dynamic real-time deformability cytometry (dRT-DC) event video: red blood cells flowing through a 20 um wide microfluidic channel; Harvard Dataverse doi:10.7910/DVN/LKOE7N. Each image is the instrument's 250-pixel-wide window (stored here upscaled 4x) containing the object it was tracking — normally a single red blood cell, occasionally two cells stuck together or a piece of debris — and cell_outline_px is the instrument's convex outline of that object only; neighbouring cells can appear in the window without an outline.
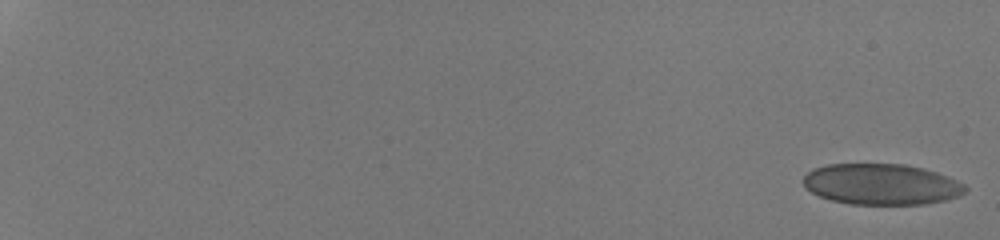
{"species": "human", "species_latin": "Homo sapiens", "temperature_condition": "room temperature", "stored_images_in_passage": 55, "camera_frame_rate_fps": 3000, "um_per_image_px": 0.085, "donor": {"sex": "male"}, "frame": {"image": 1, "passage_image": 1, "time_ms": 0.0, "image_size_px": [1000, 240], "cell_outline_px": [[968, 188], [960, 196], [944, 200], [924, 204], [852, 204], [832, 200], [820, 196], [804, 188], [804, 176], [812, 168], [828, 164], [904, 164], [924, 168], [948, 176], [964, 184]], "centroid_in_image_um": [74.92, 15.65], "position_along_channel_um": 10.1, "area_um2": 38.67}}
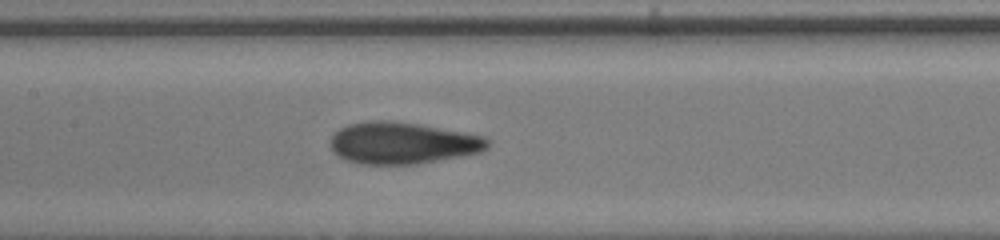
{"frame": {"image": 2, "passage_image": 32, "time_ms": 10.333, "image_size_px": [1000, 240], "cell_outline_px": [[488, 148], [480, 152], [420, 164], [360, 164], [344, 160], [332, 152], [328, 140], [340, 128], [348, 124], [364, 120], [388, 120], [420, 124], [484, 136], [488, 140]], "centroid_in_image_um": [34.15, 12.15], "position_along_channel_um": 173.3, "area_um2": 38.61}}
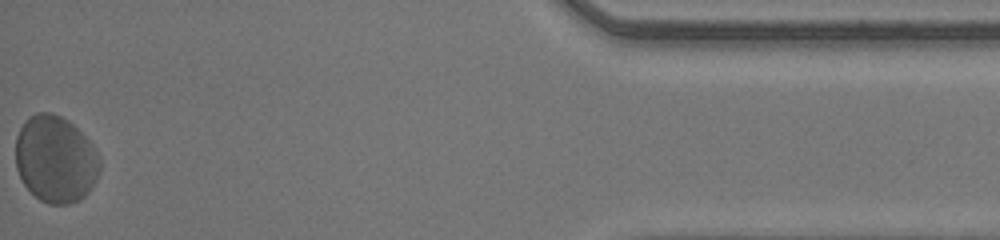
{"frame": {"image": 3, "passage_image": 55, "time_ms": 18.0, "image_size_px": [1000, 240], "cell_outline_px": [[100, 172], [96, 180], [88, 192], [80, 200], [72, 204], [48, 204], [40, 200], [24, 184], [16, 168], [16, 136], [24, 120], [28, 116], [36, 112], [52, 112], [68, 120], [88, 140], [96, 152], [100, 160]], "centroid_in_image_um": [4.71, 13.53], "position_along_channel_um": 430.5, "area_um2": 42.77}, "authors_computed_cell_mechanics": {"area_um2": 38.437, "velocity_mm_per_s": 4.135, "shape_relaxation_time_tau1_ms": 1.8409, "shape_relaxation_time_tau2_ms": 1.0099, "deformation_change_tau1": 0.0785, "deformation_change_tau2": 0.0519}}